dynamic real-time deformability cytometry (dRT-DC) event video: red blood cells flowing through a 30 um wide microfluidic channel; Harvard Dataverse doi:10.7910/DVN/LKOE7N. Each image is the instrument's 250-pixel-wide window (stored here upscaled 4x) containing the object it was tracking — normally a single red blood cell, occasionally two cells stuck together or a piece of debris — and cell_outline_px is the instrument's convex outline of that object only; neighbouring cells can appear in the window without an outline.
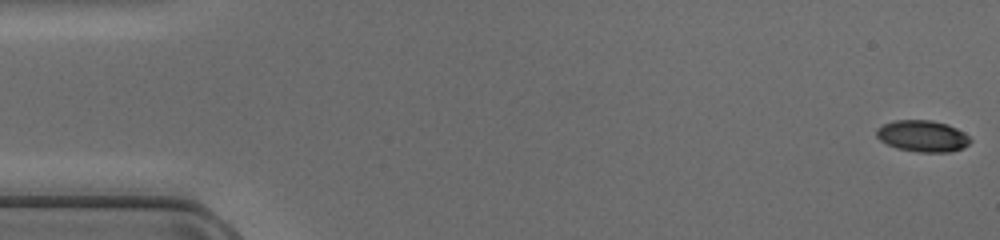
{"species": "common noctule bat (a hibernating species)", "species_latin": "Nyctalus noctula", "temperature_condition": "cold", "stored_images_in_passage": 48, "camera_frame_rate_fps": 3000, "um_per_image_px": 0.085, "animal": {"sex": "female", "body_mass_g": 17.0, "forearm_length_mm": 48.0}, "frame": {"image": 1, "passage_image": 1, "time_ms": 0.0, "image_size_px": [1000, 240], "cell_outline_px": [[972, 140], [964, 148], [948, 152], [920, 152], [896, 148], [880, 140], [876, 136], [876, 128], [884, 124], [896, 120], [932, 120], [948, 124], [964, 132]], "centroid_in_image_um": [78.43, 11.56], "position_along_channel_um": 6.6, "area_um2": 17.22}}
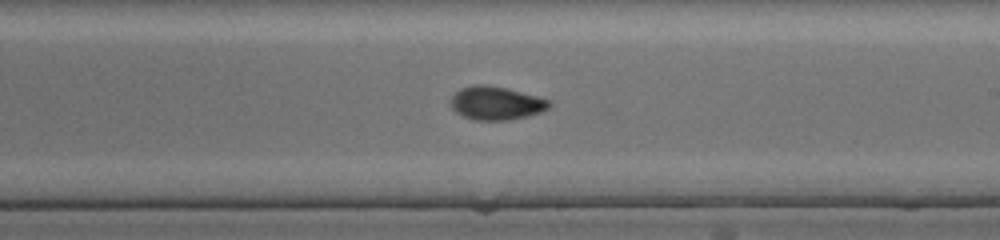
{"frame": {"image": 2, "passage_image": 28, "time_ms": 9.0, "image_size_px": [1000, 240], "cell_outline_px": [[552, 104], [548, 108], [540, 112], [528, 116], [508, 120], [472, 120], [456, 112], [452, 108], [452, 96], [460, 88], [472, 84], [484, 84], [504, 88], [552, 100]], "centroid_in_image_um": [42.18, 8.77], "position_along_channel_um": 246.8, "area_um2": 19.07}}
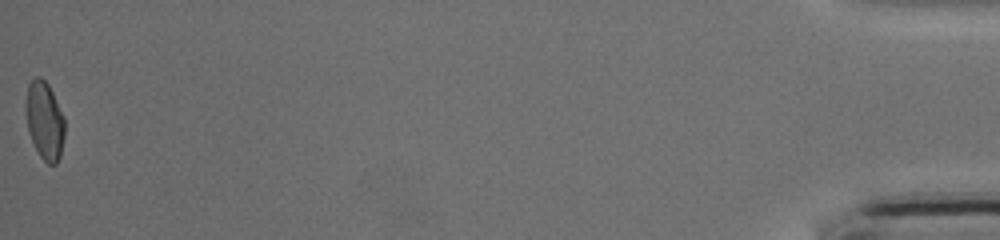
{"frame": {"image": 3, "passage_image": 48, "time_ms": 15.667, "image_size_px": [1000, 240], "cell_outline_px": [[64, 136], [60, 156], [56, 164], [48, 164], [40, 156], [28, 132], [28, 84], [36, 76], [40, 76], [48, 84], [64, 116]], "centroid_in_image_um": [3.83, 10.27], "position_along_channel_um": 431.4, "area_um2": 17.05}}